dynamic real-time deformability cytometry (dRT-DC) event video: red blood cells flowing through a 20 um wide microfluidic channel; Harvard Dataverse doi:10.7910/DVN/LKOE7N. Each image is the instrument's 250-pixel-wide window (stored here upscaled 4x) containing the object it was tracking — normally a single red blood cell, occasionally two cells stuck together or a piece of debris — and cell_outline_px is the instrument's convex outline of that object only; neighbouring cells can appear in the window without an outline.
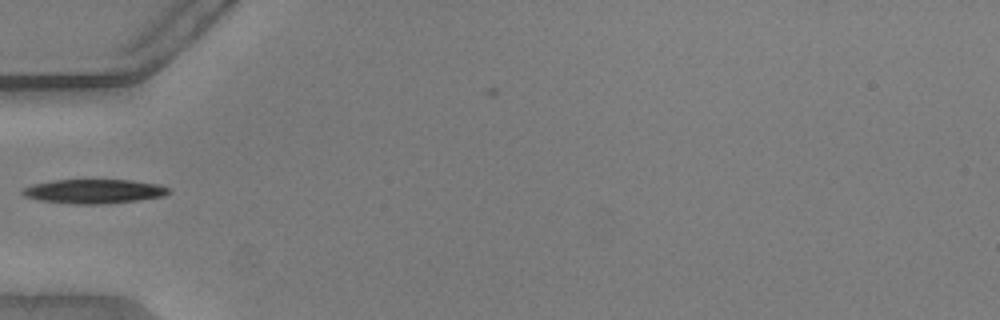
{"species": "common noctule bat (a hibernating species)", "species_latin": "Nyctalus noctula", "temperature_condition": "warm", "stored_images_in_passage": 6, "camera_frame_rate_fps": 3000, "um_per_image_px": 0.085, "animal": {"sex": "male", "body_mass_g": 20.5, "forearm_length_mm": 52.5}, "frame": {"image": 1, "passage_image": 1, "time_ms": 0.0, "image_size_px": [1000, 320], "cell_outline_px": [[172, 192], [164, 196], [140, 200], [100, 204], [76, 204], [40, 200], [24, 196], [20, 192], [24, 188], [32, 184], [56, 180], [132, 180], [160, 184], [168, 188]], "centroid_in_image_um": [8.03, 16.26], "position_along_channel_um": 77.0, "area_um2": 20.63}}